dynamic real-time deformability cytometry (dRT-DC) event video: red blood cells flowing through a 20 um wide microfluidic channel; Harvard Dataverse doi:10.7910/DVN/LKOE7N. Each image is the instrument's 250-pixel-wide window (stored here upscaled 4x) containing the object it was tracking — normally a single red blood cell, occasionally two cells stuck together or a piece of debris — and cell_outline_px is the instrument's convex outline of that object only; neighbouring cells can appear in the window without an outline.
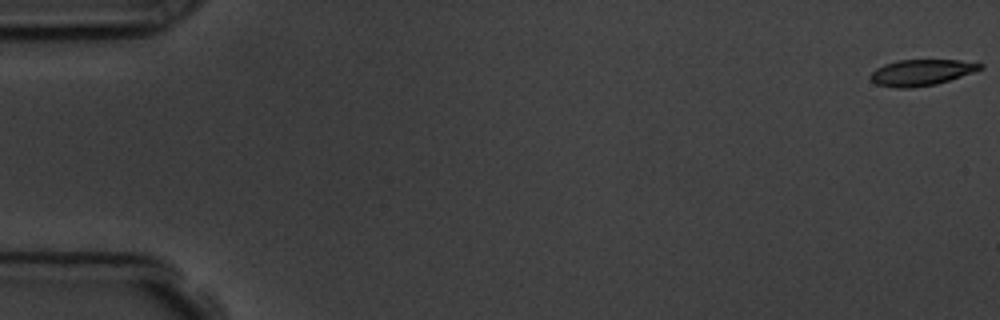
{"species": "common noctule bat (a hibernating species)", "species_latin": "Nyctalus noctula", "temperature_condition": "room temperature", "stored_images_in_passage": 50, "camera_frame_rate_fps": 3000, "um_per_image_px": 0.085, "animal": {"sex": "male", "body_mass_g": 19.5, "forearm_length_mm": 54.6}, "frame": {"image": 1, "passage_image": 1, "time_ms": 0.0, "image_size_px": [1000, 320], "cell_outline_px": [[984, 68], [936, 84], [912, 88], [896, 88], [876, 84], [868, 76], [876, 68], [884, 64], [896, 60], [960, 60], [984, 64]], "centroid_in_image_um": [78.28, 6.16], "position_along_channel_um": 6.7, "area_um2": 16.65}}
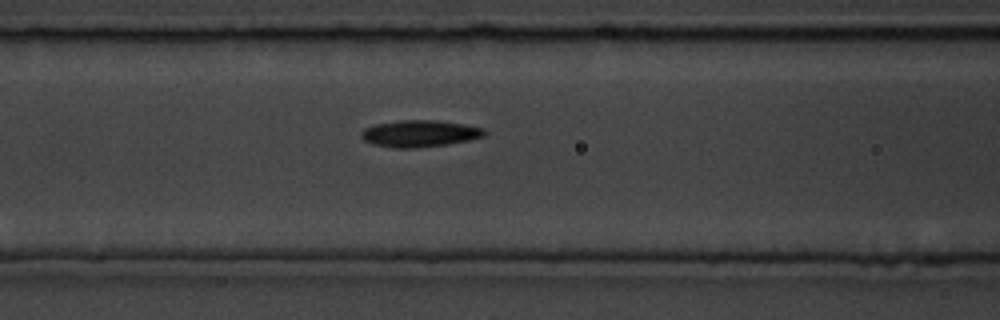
{"frame": {"image": 2, "passage_image": 24, "time_ms": 7.667, "image_size_px": [1000, 320], "cell_outline_px": [[488, 132], [484, 136], [468, 140], [448, 144], [420, 148], [392, 148], [372, 144], [364, 140], [360, 136], [360, 132], [364, 128], [376, 124], [400, 120], [436, 120], [464, 124], [484, 128]], "centroid_in_image_um": [35.66, 11.36], "position_along_channel_um": 130.9, "area_um2": 19.42}}
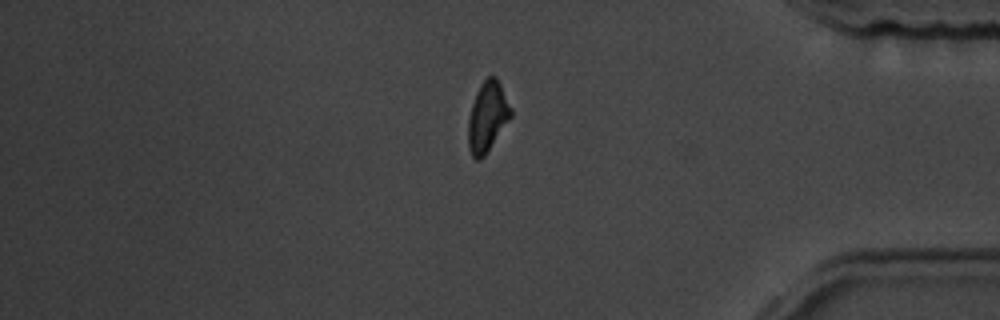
{"frame": {"image": 3, "passage_image": 48, "time_ms": 15.667, "image_size_px": [1000, 320], "cell_outline_px": [[512, 116], [484, 156], [480, 160], [476, 160], [472, 156], [468, 148], [468, 120], [472, 104], [476, 92], [480, 84], [488, 76], [496, 76], [512, 108]], "centroid_in_image_um": [41.43, 9.92], "position_along_channel_um": 393.8, "area_um2": 17.4}}